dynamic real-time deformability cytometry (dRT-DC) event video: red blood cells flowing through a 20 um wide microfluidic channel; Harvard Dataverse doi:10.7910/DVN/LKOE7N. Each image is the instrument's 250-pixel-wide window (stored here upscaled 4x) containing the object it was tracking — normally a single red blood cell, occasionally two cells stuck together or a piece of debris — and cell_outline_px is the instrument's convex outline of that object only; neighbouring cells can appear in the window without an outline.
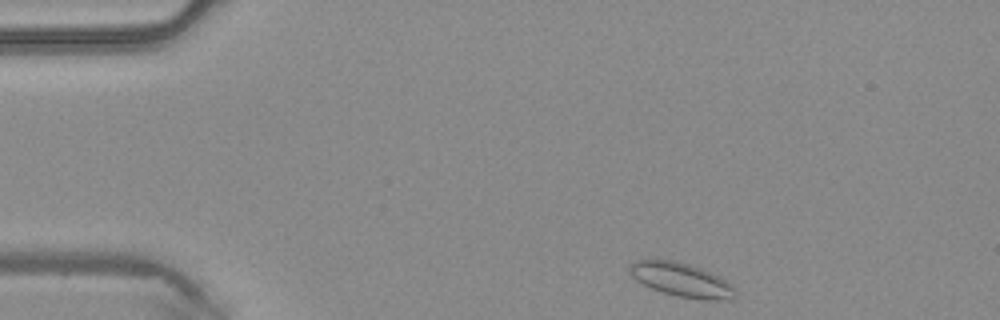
{"species": "common noctule bat (a hibernating species)", "species_latin": "Nyctalus noctula", "temperature_condition": "warm", "stored_images_in_passage": 41, "camera_frame_rate_fps": 3000, "um_per_image_px": 0.085, "animal": {"sex": "male", "body_mass_g": 20.4}, "frame": {"image": 1, "passage_image": 1, "time_ms": 0.0, "image_size_px": [1000, 320], "cell_outline_px": [[736, 296], [720, 300], [700, 300], [676, 296], [652, 288], [636, 280], [628, 272], [628, 264], [632, 260], [676, 260], [700, 268], [724, 280], [736, 288]], "centroid_in_image_um": [57.87, 23.78], "position_along_channel_um": 27.1, "area_um2": 20.75}}
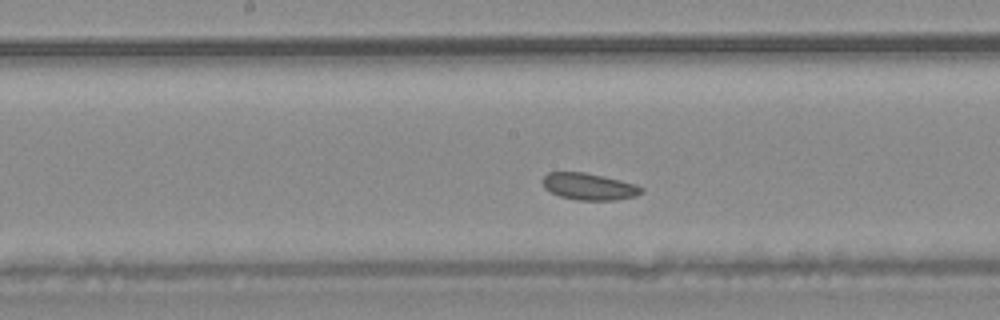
{"frame": {"image": 2, "passage_image": 18, "time_ms": 5.667, "image_size_px": [1000, 320], "cell_outline_px": [[644, 192], [636, 196], [616, 200], [576, 200], [560, 196], [544, 188], [540, 180], [548, 172], [584, 172], [620, 180], [636, 184], [644, 188]], "centroid_in_image_um": [50.07, 15.86], "position_along_channel_um": 198.1, "area_um2": 15.55}}
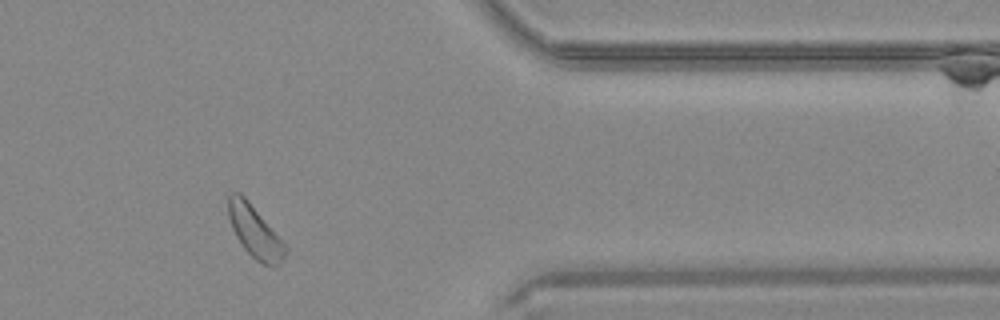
{"frame": {"image": 3, "passage_image": 33, "time_ms": 10.667, "image_size_px": [1000, 320], "cell_outline_px": [[288, 248], [280, 264], [264, 264], [256, 260], [244, 248], [236, 236], [232, 228], [228, 216], [228, 192], [240, 192], [248, 200]], "centroid_in_image_um": [21.62, 19.64], "position_along_channel_um": 389.8, "area_um2": 16.88}}